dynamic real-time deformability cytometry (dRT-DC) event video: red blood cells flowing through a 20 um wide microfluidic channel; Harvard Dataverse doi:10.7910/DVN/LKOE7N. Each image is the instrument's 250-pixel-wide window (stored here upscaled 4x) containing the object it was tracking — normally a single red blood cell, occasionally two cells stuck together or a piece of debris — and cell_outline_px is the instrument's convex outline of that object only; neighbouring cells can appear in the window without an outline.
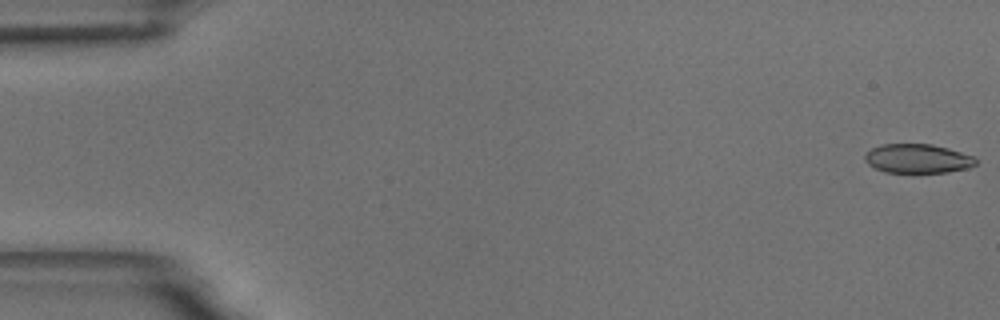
{"species": "common noctule bat (a hibernating species)", "species_latin": "Nyctalus noctula", "temperature_condition": "room temperature", "stored_images_in_passage": 56, "camera_frame_rate_fps": 3000, "um_per_image_px": 0.085, "animal": {"sex": "male", "body_mass_g": 18.8}, "frame": {"image": 1, "passage_image": 1, "time_ms": 0.0, "image_size_px": [1000, 320], "cell_outline_px": [[976, 164], [968, 168], [948, 172], [884, 172], [868, 164], [864, 160], [864, 156], [872, 148], [880, 144], [932, 144], [948, 148], [976, 156]], "centroid_in_image_um": [78.02, 13.47], "position_along_channel_um": 7.0, "area_um2": 18.84}}
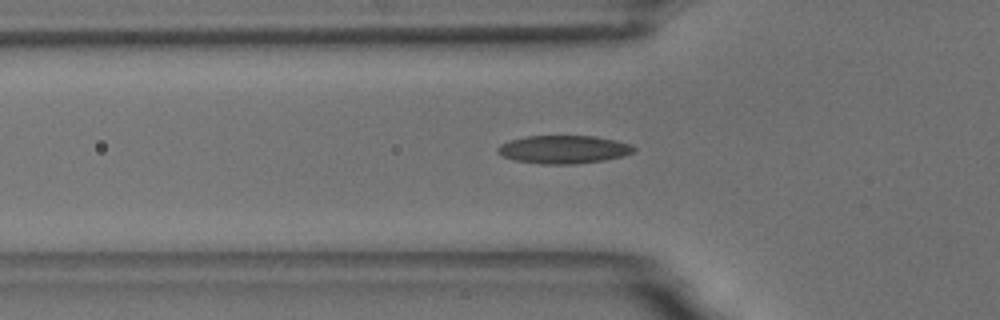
{"frame": {"image": 2, "passage_image": 19, "time_ms": 6.0, "image_size_px": [1000, 320], "cell_outline_px": [[636, 148], [632, 152], [620, 156], [604, 160], [576, 164], [540, 164], [516, 160], [504, 156], [496, 152], [496, 148], [500, 144], [508, 140], [524, 136], [596, 136], [616, 140], [632, 144]], "centroid_in_image_um": [47.88, 12.69], "position_along_channel_um": 77.9, "area_um2": 22.37}}
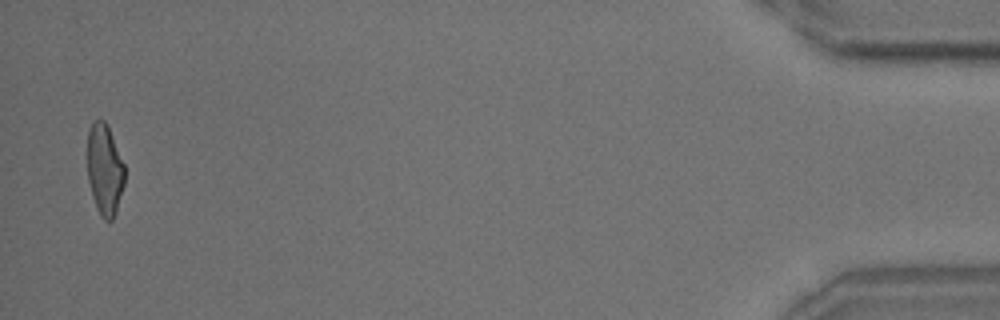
{"frame": {"image": 3, "passage_image": 55, "time_ms": 18.0, "image_size_px": [1000, 320], "cell_outline_px": [[124, 184], [116, 212], [112, 220], [104, 220], [100, 216], [92, 196], [88, 180], [88, 132], [92, 124], [96, 120], [104, 120], [108, 124], [124, 164]], "centroid_in_image_um": [8.9, 14.42], "position_along_channel_um": 426.3, "area_um2": 19.71}, "authors_computed_cell_mechanics": {"area_um2": 20.6346, "velocity_mm_per_s": 3.6287, "shape_relaxation_time_tau1_ms": 6.3185, "shape_relaxation_time_tau2_ms": 1.8691, "deformation_change_tau1": 0.1845, "deformation_change_tau2": 0.0855}}